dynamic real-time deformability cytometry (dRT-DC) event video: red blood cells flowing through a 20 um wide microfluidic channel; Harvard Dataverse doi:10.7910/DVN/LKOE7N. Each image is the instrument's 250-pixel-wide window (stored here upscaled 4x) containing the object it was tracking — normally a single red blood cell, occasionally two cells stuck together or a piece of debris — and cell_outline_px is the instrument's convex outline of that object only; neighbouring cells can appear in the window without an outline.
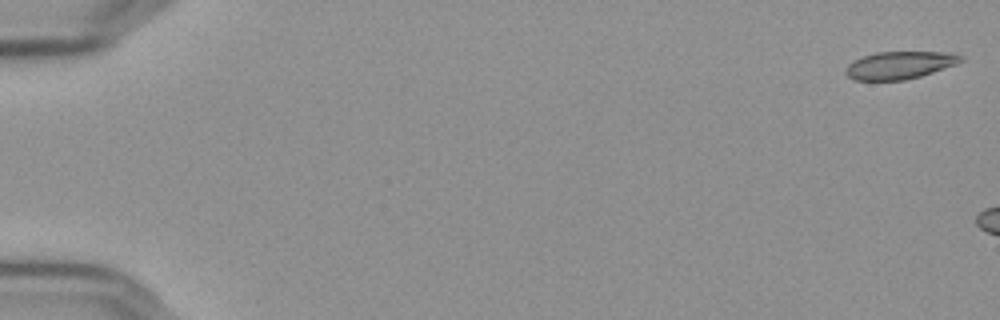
{"species": "Egyptian fruit bat (a non-hibernating species)", "species_latin": "Rousettus aegyptiacus", "temperature_condition": "cold", "stored_images_in_passage": 9, "camera_frame_rate_fps": 3000, "um_per_image_px": 0.085, "frame": {"image": 1, "passage_image": 1, "time_ms": 0.0, "image_size_px": [1000, 320], "cell_outline_px": [[964, 60], [956, 64], [920, 76], [904, 80], [852, 80], [844, 72], [844, 68], [852, 60], [876, 52], [956, 52], [964, 56]], "centroid_in_image_um": [76.46, 5.53], "position_along_channel_um": 8.5, "area_um2": 18.67}}